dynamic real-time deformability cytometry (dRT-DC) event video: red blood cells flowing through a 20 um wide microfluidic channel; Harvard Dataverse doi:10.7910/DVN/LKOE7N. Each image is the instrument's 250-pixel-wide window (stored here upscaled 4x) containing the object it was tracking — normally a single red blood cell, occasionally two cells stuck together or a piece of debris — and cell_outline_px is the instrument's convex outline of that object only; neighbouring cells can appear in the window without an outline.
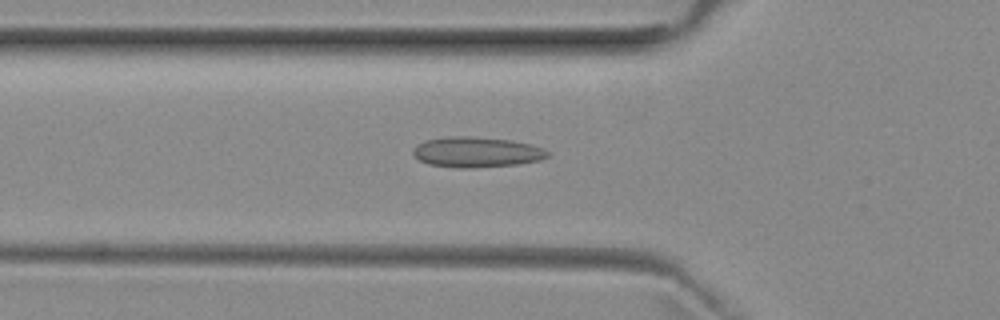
{"species": "common noctule bat (a hibernating species)", "species_latin": "Nyctalus noctula", "temperature_condition": "room temperature", "stored_images_in_passage": 36, "camera_frame_rate_fps": 3000, "um_per_image_px": 0.085, "animal": {"sex": "female", "body_mass_g": 29.2, "forearm_length_mm": 56.3}, "frame": {"image": 1, "passage_image": 2, "time_ms": 0.333, "image_size_px": [1000, 320], "cell_outline_px": [[548, 156], [540, 160], [520, 164], [472, 168], [456, 168], [428, 164], [420, 160], [412, 152], [412, 148], [416, 144], [424, 140], [448, 136], [468, 136], [512, 140], [528, 144], [540, 148], [548, 152]], "centroid_in_image_um": [40.45, 12.93], "position_along_channel_um": 85.4, "area_um2": 23.87}}
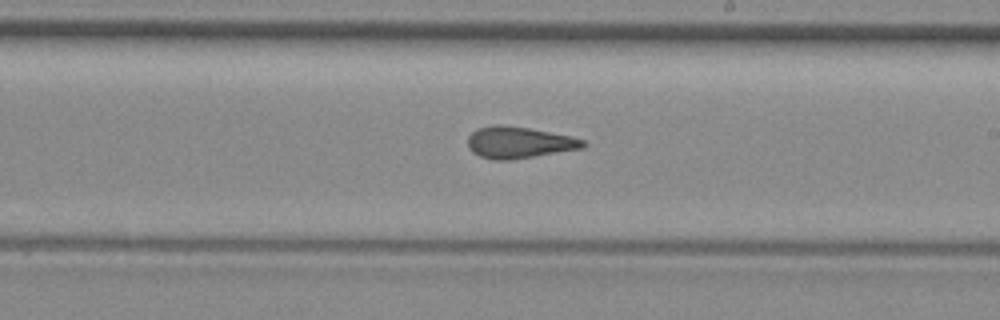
{"frame": {"image": 2, "passage_image": 14, "time_ms": 4.333, "image_size_px": [1000, 320], "cell_outline_px": [[588, 144], [584, 148], [508, 160], [492, 160], [480, 156], [472, 152], [468, 148], [468, 136], [476, 128], [492, 124], [500, 124], [528, 128], [572, 136], [584, 140]], "centroid_in_image_um": [44.09, 12.1], "position_along_channel_um": 244.9, "area_um2": 21.33}}
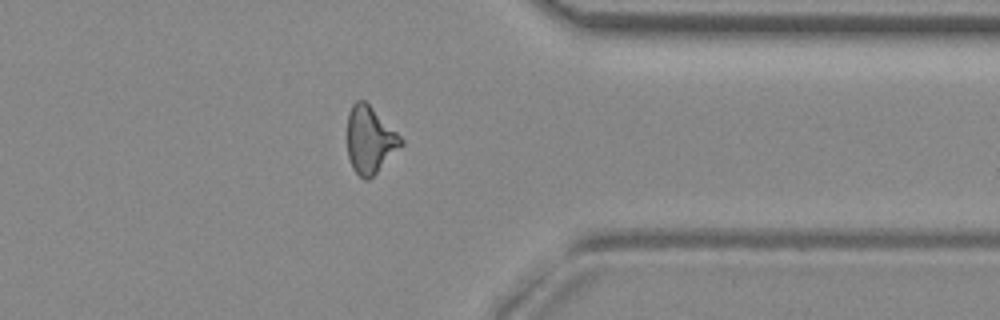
{"frame": {"image": 3, "passage_image": 25, "time_ms": 8.0, "image_size_px": [1000, 320], "cell_outline_px": [[404, 144], [368, 180], [364, 180], [352, 168], [348, 156], [348, 112], [352, 104], [356, 100], [364, 100], [404, 140]], "centroid_in_image_um": [31.43, 11.9], "position_along_channel_um": 380.0, "area_um2": 20.58}}